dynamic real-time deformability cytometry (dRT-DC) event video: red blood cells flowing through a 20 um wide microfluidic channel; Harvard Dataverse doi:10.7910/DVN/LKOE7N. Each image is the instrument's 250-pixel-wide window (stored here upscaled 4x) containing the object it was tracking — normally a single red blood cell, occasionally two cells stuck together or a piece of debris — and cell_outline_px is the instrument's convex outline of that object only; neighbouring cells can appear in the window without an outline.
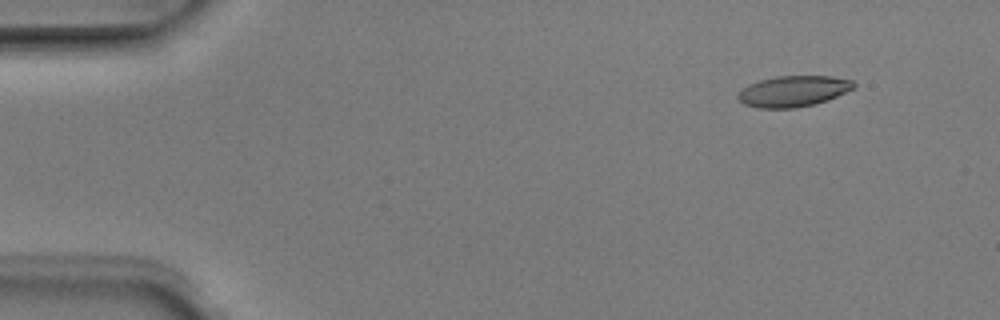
{"species": "Egyptian fruit bat (a non-hibernating species)", "species_latin": "Rousettus aegyptiacus", "temperature_condition": "room temperature", "stored_images_in_passage": 4, "camera_frame_rate_fps": 3000, "um_per_image_px": 0.085, "animal": {"sex": "male"}, "frame": {"image": 1, "passage_image": 2, "time_ms": 0.333, "image_size_px": [1000, 320], "cell_outline_px": [[856, 88], [828, 100], [816, 104], [796, 108], [760, 108], [744, 104], [736, 96], [748, 84], [760, 80], [776, 76], [832, 76], [852, 80], [856, 84]], "centroid_in_image_um": [67.48, 7.75], "position_along_channel_um": 17.5, "area_um2": 20.98}}